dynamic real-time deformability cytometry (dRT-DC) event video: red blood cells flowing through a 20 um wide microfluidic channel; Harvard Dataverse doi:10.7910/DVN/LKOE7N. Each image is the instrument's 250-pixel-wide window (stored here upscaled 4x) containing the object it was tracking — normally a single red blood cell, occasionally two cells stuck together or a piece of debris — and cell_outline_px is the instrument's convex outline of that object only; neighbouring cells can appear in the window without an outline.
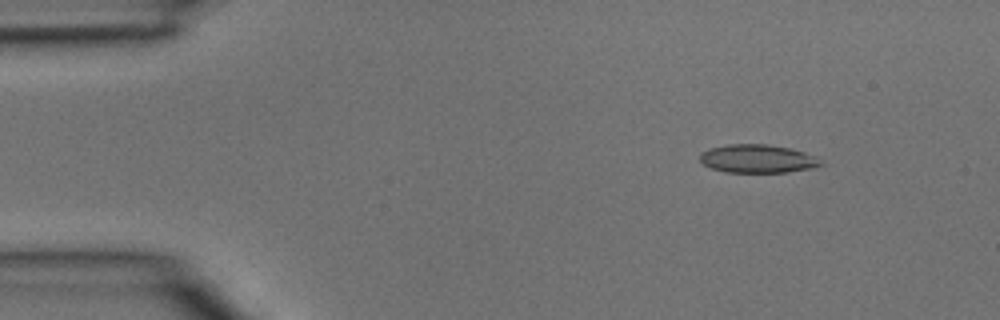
{"species": "common noctule bat (a hibernating species)", "species_latin": "Nyctalus noctula", "temperature_condition": "room temperature", "stored_images_in_passage": 2, "camera_frame_rate_fps": 3000, "um_per_image_px": 0.085, "animal": {"sex": "male", "body_mass_g": 15.6}, "frame": {"image": 1, "passage_image": 1, "time_ms": 0.0, "image_size_px": [1000, 320], "cell_outline_px": [[824, 164], [816, 168], [788, 172], [724, 172], [708, 168], [700, 160], [700, 152], [708, 148], [728, 144], [768, 144], [792, 148], [804, 152], [812, 156]], "centroid_in_image_um": [64.36, 13.49], "position_along_channel_um": 20.6, "area_um2": 20.17}}